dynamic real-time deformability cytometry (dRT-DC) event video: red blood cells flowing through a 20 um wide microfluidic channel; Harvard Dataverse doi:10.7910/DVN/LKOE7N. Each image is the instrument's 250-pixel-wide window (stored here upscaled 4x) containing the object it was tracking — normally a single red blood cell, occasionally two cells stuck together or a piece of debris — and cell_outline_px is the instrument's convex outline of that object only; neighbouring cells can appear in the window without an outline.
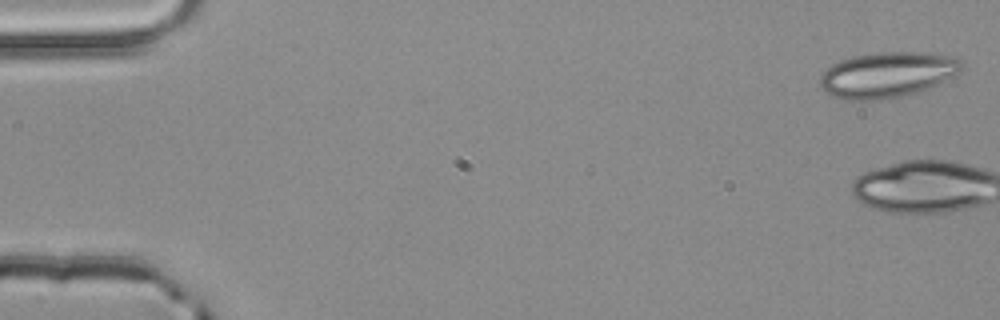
{"species": "common noctule bat (a hibernating species)", "species_latin": "Nyctalus noctula", "temperature_condition": "room temperature", "stored_images_in_passage": 4, "camera_frame_rate_fps": 3000, "um_per_image_px": 0.085, "animal": {"sex": "male", "body_mass_g": 20.4}, "frame": {"image": 1, "passage_image": 1, "time_ms": 0.0, "image_size_px": [1000, 320], "cell_outline_px": [[964, 68], [960, 72], [928, 88], [916, 92], [900, 96], [872, 100], [848, 100], [832, 96], [820, 84], [820, 72], [832, 64], [840, 60], [856, 56], [880, 52], [916, 52], [956, 56], [964, 60]], "centroid_in_image_um": [75.45, 6.33], "position_along_channel_um": 9.6, "area_um2": 37.45}}